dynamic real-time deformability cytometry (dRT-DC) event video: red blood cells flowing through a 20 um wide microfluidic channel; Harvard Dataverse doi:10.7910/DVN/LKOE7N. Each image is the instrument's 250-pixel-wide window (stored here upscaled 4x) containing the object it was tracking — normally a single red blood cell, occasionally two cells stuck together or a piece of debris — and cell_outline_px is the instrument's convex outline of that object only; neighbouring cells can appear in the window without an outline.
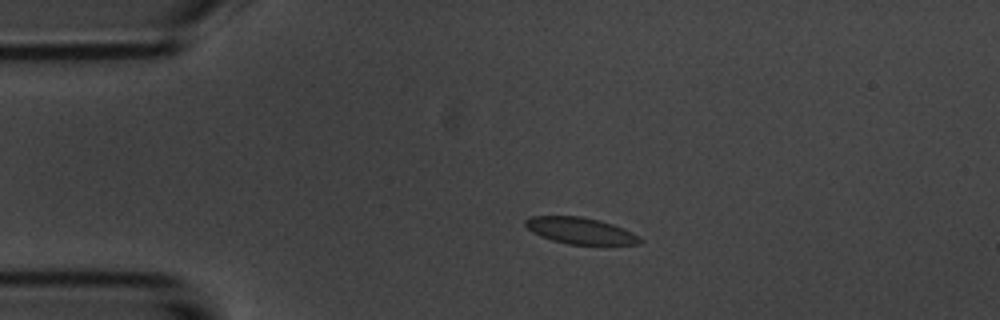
{"species": "common noctule bat (a hibernating species)", "species_latin": "Nyctalus noctula", "temperature_condition": "room temperature", "stored_images_in_passage": 4, "camera_frame_rate_fps": 3000, "um_per_image_px": 0.085, "animal": {"sex": "male", "body_mass_g": 20.1, "forearm_length_mm": 53.5}, "frame": {"image": 1, "passage_image": 3, "time_ms": 2.333, "image_size_px": [1000, 320], "cell_outline_px": [[644, 240], [640, 244], [568, 244], [552, 240], [540, 236], [532, 232], [524, 224], [524, 220], [528, 216], [580, 216], [600, 220], [612, 224], [640, 236]], "centroid_in_image_um": [49.3, 19.6], "position_along_channel_um": 35.7, "area_um2": 17.63}}